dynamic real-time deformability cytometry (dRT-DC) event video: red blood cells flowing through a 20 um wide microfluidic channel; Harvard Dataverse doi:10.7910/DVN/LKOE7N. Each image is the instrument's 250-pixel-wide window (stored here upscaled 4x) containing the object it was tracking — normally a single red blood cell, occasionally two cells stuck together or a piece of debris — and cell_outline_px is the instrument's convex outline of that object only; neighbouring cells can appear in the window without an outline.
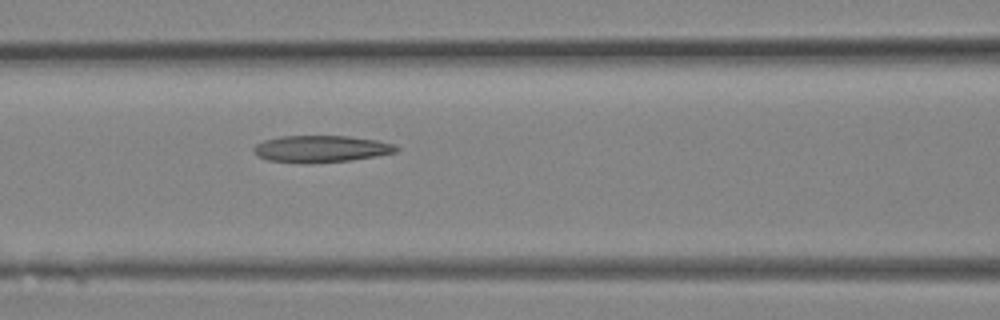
{"species": "Egyptian fruit bat (a non-hibernating species)", "species_latin": "Rousettus aegyptiacus", "temperature_condition": "room temperature", "stored_images_in_passage": 12, "camera_frame_rate_fps": 3000, "um_per_image_px": 0.085, "animal": {"sex": "female"}, "frame": {"image": 1, "passage_image": 12, "time_ms": 3.667, "image_size_px": [1000, 320], "cell_outline_px": [[400, 148], [396, 152], [376, 156], [348, 160], [268, 160], [256, 156], [252, 152], [252, 148], [256, 144], [264, 140], [280, 136], [348, 136], [376, 140], [396, 144]], "centroid_in_image_um": [27.31, 12.6], "position_along_channel_um": 139.3, "area_um2": 21.33}}